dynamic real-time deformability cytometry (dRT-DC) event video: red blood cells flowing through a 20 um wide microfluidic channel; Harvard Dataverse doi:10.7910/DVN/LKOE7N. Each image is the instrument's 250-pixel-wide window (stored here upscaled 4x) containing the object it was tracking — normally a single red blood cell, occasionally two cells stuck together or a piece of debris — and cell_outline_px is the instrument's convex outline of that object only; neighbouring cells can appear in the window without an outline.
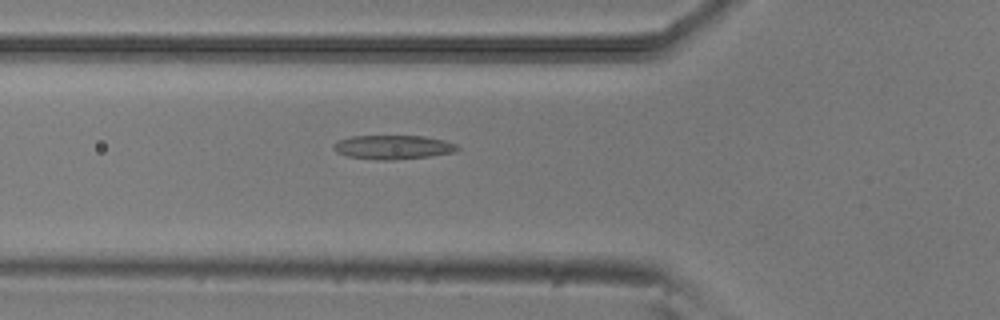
{"species": "common noctule bat (a hibernating species)", "species_latin": "Nyctalus noctula", "temperature_condition": "room temperature", "stored_images_in_passage": 40, "camera_frame_rate_fps": 3000, "um_per_image_px": 0.085, "animal": {"sex": "male", "body_mass_g": 20.5, "forearm_length_mm": 52.5}, "frame": {"image": 1, "passage_image": 6, "time_ms": 1.667, "image_size_px": [1000, 320], "cell_outline_px": [[460, 148], [456, 152], [428, 156], [392, 160], [376, 160], [348, 156], [336, 152], [332, 148], [332, 144], [336, 140], [352, 136], [424, 136], [444, 140], [456, 144]], "centroid_in_image_um": [33.37, 12.5], "position_along_channel_um": 92.4, "area_um2": 17.46}}
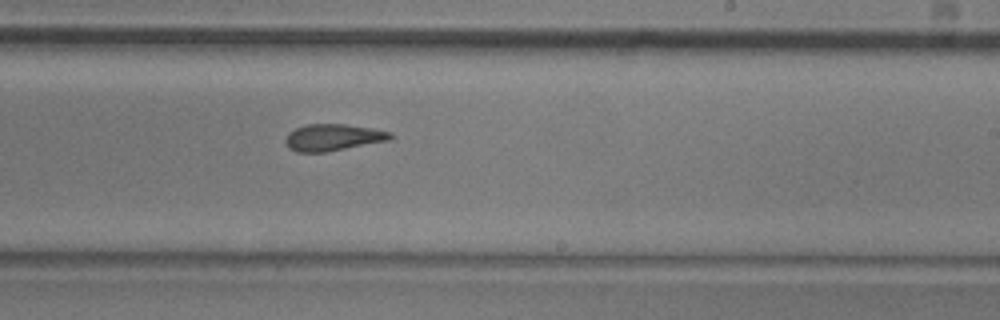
{"frame": {"image": 2, "passage_image": 19, "time_ms": 6.0, "image_size_px": [1000, 320], "cell_outline_px": [[392, 140], [324, 152], [296, 152], [288, 148], [284, 140], [288, 132], [296, 128], [308, 124], [344, 124], [372, 128], [392, 132]], "centroid_in_image_um": [28.3, 11.68], "position_along_channel_um": 260.7, "area_um2": 16.42}}
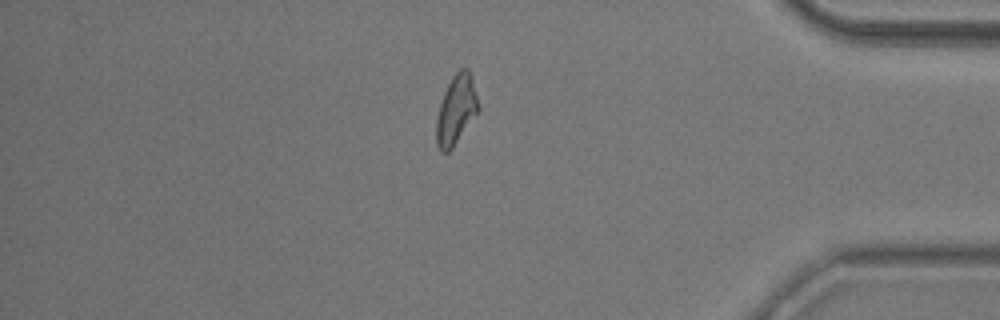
{"frame": {"image": 3, "passage_image": 32, "time_ms": 10.333, "image_size_px": [1000, 320], "cell_outline_px": [[480, 108], [452, 148], [448, 152], [440, 152], [436, 144], [436, 120], [440, 104], [444, 92], [452, 76], [460, 68], [468, 68], [472, 76]], "centroid_in_image_um": [38.77, 9.31], "position_along_channel_um": 396.4, "area_um2": 16.88}, "authors_computed_cell_mechanics": {"area_um2": 16.5308, "velocity_mm_per_s": 3.8622, "shape_relaxation_time_tau1_ms": 6.5824, "shape_relaxation_time_tau2_ms": 2.4979, "deformation_change_tau1": 0.1858, "deformation_change_tau2": 0.1001}}